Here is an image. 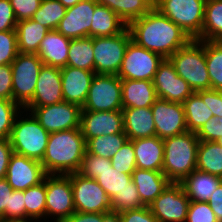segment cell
Masks as SVG:
<instances>
[{
    "label": "cell",
    "mask_w": 222,
    "mask_h": 222,
    "mask_svg": "<svg viewBox=\"0 0 222 222\" xmlns=\"http://www.w3.org/2000/svg\"><path fill=\"white\" fill-rule=\"evenodd\" d=\"M131 40L139 46L169 58L192 39L167 16L152 8L127 25Z\"/></svg>",
    "instance_id": "obj_1"
},
{
    "label": "cell",
    "mask_w": 222,
    "mask_h": 222,
    "mask_svg": "<svg viewBox=\"0 0 222 222\" xmlns=\"http://www.w3.org/2000/svg\"><path fill=\"white\" fill-rule=\"evenodd\" d=\"M86 152L80 128L50 133L40 161L46 174L67 175L79 171Z\"/></svg>",
    "instance_id": "obj_2"
},
{
    "label": "cell",
    "mask_w": 222,
    "mask_h": 222,
    "mask_svg": "<svg viewBox=\"0 0 222 222\" xmlns=\"http://www.w3.org/2000/svg\"><path fill=\"white\" fill-rule=\"evenodd\" d=\"M164 162L162 172L170 182L181 183L196 170L199 139L194 132L163 139Z\"/></svg>",
    "instance_id": "obj_3"
},
{
    "label": "cell",
    "mask_w": 222,
    "mask_h": 222,
    "mask_svg": "<svg viewBox=\"0 0 222 222\" xmlns=\"http://www.w3.org/2000/svg\"><path fill=\"white\" fill-rule=\"evenodd\" d=\"M168 59L172 62L178 76L182 77L194 92L211 89L204 40L192 39Z\"/></svg>",
    "instance_id": "obj_4"
},
{
    "label": "cell",
    "mask_w": 222,
    "mask_h": 222,
    "mask_svg": "<svg viewBox=\"0 0 222 222\" xmlns=\"http://www.w3.org/2000/svg\"><path fill=\"white\" fill-rule=\"evenodd\" d=\"M17 115L10 135L13 152L38 161L43 159L50 134L29 113L27 118ZM21 118H20V117ZM18 117L20 120H18Z\"/></svg>",
    "instance_id": "obj_5"
},
{
    "label": "cell",
    "mask_w": 222,
    "mask_h": 222,
    "mask_svg": "<svg viewBox=\"0 0 222 222\" xmlns=\"http://www.w3.org/2000/svg\"><path fill=\"white\" fill-rule=\"evenodd\" d=\"M206 0H154V8L191 39L201 40Z\"/></svg>",
    "instance_id": "obj_6"
},
{
    "label": "cell",
    "mask_w": 222,
    "mask_h": 222,
    "mask_svg": "<svg viewBox=\"0 0 222 222\" xmlns=\"http://www.w3.org/2000/svg\"><path fill=\"white\" fill-rule=\"evenodd\" d=\"M42 60L37 54L18 53L11 63L12 100L22 109L32 100Z\"/></svg>",
    "instance_id": "obj_7"
},
{
    "label": "cell",
    "mask_w": 222,
    "mask_h": 222,
    "mask_svg": "<svg viewBox=\"0 0 222 222\" xmlns=\"http://www.w3.org/2000/svg\"><path fill=\"white\" fill-rule=\"evenodd\" d=\"M130 40L128 28L114 36L93 37L94 72L117 75Z\"/></svg>",
    "instance_id": "obj_8"
},
{
    "label": "cell",
    "mask_w": 222,
    "mask_h": 222,
    "mask_svg": "<svg viewBox=\"0 0 222 222\" xmlns=\"http://www.w3.org/2000/svg\"><path fill=\"white\" fill-rule=\"evenodd\" d=\"M122 109L121 78L112 74H95L82 110L104 112Z\"/></svg>",
    "instance_id": "obj_9"
},
{
    "label": "cell",
    "mask_w": 222,
    "mask_h": 222,
    "mask_svg": "<svg viewBox=\"0 0 222 222\" xmlns=\"http://www.w3.org/2000/svg\"><path fill=\"white\" fill-rule=\"evenodd\" d=\"M23 110L31 112L49 134L80 128L82 108L73 103L62 101L42 107H24Z\"/></svg>",
    "instance_id": "obj_10"
},
{
    "label": "cell",
    "mask_w": 222,
    "mask_h": 222,
    "mask_svg": "<svg viewBox=\"0 0 222 222\" xmlns=\"http://www.w3.org/2000/svg\"><path fill=\"white\" fill-rule=\"evenodd\" d=\"M163 57L130 40L117 74L121 79L153 81Z\"/></svg>",
    "instance_id": "obj_11"
},
{
    "label": "cell",
    "mask_w": 222,
    "mask_h": 222,
    "mask_svg": "<svg viewBox=\"0 0 222 222\" xmlns=\"http://www.w3.org/2000/svg\"><path fill=\"white\" fill-rule=\"evenodd\" d=\"M76 212L111 213V200L94 179L70 173Z\"/></svg>",
    "instance_id": "obj_12"
},
{
    "label": "cell",
    "mask_w": 222,
    "mask_h": 222,
    "mask_svg": "<svg viewBox=\"0 0 222 222\" xmlns=\"http://www.w3.org/2000/svg\"><path fill=\"white\" fill-rule=\"evenodd\" d=\"M75 212L70 174L46 175V219L56 216L55 222H64Z\"/></svg>",
    "instance_id": "obj_13"
},
{
    "label": "cell",
    "mask_w": 222,
    "mask_h": 222,
    "mask_svg": "<svg viewBox=\"0 0 222 222\" xmlns=\"http://www.w3.org/2000/svg\"><path fill=\"white\" fill-rule=\"evenodd\" d=\"M189 203L182 184L170 182L148 207L158 222H185Z\"/></svg>",
    "instance_id": "obj_14"
},
{
    "label": "cell",
    "mask_w": 222,
    "mask_h": 222,
    "mask_svg": "<svg viewBox=\"0 0 222 222\" xmlns=\"http://www.w3.org/2000/svg\"><path fill=\"white\" fill-rule=\"evenodd\" d=\"M156 136L161 139L187 132L186 117L182 103L158 98L151 106Z\"/></svg>",
    "instance_id": "obj_15"
},
{
    "label": "cell",
    "mask_w": 222,
    "mask_h": 222,
    "mask_svg": "<svg viewBox=\"0 0 222 222\" xmlns=\"http://www.w3.org/2000/svg\"><path fill=\"white\" fill-rule=\"evenodd\" d=\"M153 85L158 98L183 103L194 91L174 69L172 62L164 58L154 75Z\"/></svg>",
    "instance_id": "obj_16"
},
{
    "label": "cell",
    "mask_w": 222,
    "mask_h": 222,
    "mask_svg": "<svg viewBox=\"0 0 222 222\" xmlns=\"http://www.w3.org/2000/svg\"><path fill=\"white\" fill-rule=\"evenodd\" d=\"M46 175L40 161L13 153L5 179L13 190L24 191L41 183Z\"/></svg>",
    "instance_id": "obj_17"
},
{
    "label": "cell",
    "mask_w": 222,
    "mask_h": 222,
    "mask_svg": "<svg viewBox=\"0 0 222 222\" xmlns=\"http://www.w3.org/2000/svg\"><path fill=\"white\" fill-rule=\"evenodd\" d=\"M80 130L86 142L97 136L125 133L122 110H81Z\"/></svg>",
    "instance_id": "obj_18"
},
{
    "label": "cell",
    "mask_w": 222,
    "mask_h": 222,
    "mask_svg": "<svg viewBox=\"0 0 222 222\" xmlns=\"http://www.w3.org/2000/svg\"><path fill=\"white\" fill-rule=\"evenodd\" d=\"M97 4L95 0H83L67 8L56 30L69 39L91 37V25Z\"/></svg>",
    "instance_id": "obj_19"
},
{
    "label": "cell",
    "mask_w": 222,
    "mask_h": 222,
    "mask_svg": "<svg viewBox=\"0 0 222 222\" xmlns=\"http://www.w3.org/2000/svg\"><path fill=\"white\" fill-rule=\"evenodd\" d=\"M64 101L60 68L41 67L34 96L25 107H42Z\"/></svg>",
    "instance_id": "obj_20"
},
{
    "label": "cell",
    "mask_w": 222,
    "mask_h": 222,
    "mask_svg": "<svg viewBox=\"0 0 222 222\" xmlns=\"http://www.w3.org/2000/svg\"><path fill=\"white\" fill-rule=\"evenodd\" d=\"M63 99L83 107L95 72L65 66L60 69Z\"/></svg>",
    "instance_id": "obj_21"
},
{
    "label": "cell",
    "mask_w": 222,
    "mask_h": 222,
    "mask_svg": "<svg viewBox=\"0 0 222 222\" xmlns=\"http://www.w3.org/2000/svg\"><path fill=\"white\" fill-rule=\"evenodd\" d=\"M136 168L162 172L164 141L158 136L134 139Z\"/></svg>",
    "instance_id": "obj_22"
},
{
    "label": "cell",
    "mask_w": 222,
    "mask_h": 222,
    "mask_svg": "<svg viewBox=\"0 0 222 222\" xmlns=\"http://www.w3.org/2000/svg\"><path fill=\"white\" fill-rule=\"evenodd\" d=\"M70 41L71 39L57 30L49 31L41 41L36 54L44 65L61 69L67 66Z\"/></svg>",
    "instance_id": "obj_23"
},
{
    "label": "cell",
    "mask_w": 222,
    "mask_h": 222,
    "mask_svg": "<svg viewBox=\"0 0 222 222\" xmlns=\"http://www.w3.org/2000/svg\"><path fill=\"white\" fill-rule=\"evenodd\" d=\"M124 132L128 140L156 136L151 107L123 108Z\"/></svg>",
    "instance_id": "obj_24"
},
{
    "label": "cell",
    "mask_w": 222,
    "mask_h": 222,
    "mask_svg": "<svg viewBox=\"0 0 222 222\" xmlns=\"http://www.w3.org/2000/svg\"><path fill=\"white\" fill-rule=\"evenodd\" d=\"M123 108L151 107L158 99L153 81L121 79Z\"/></svg>",
    "instance_id": "obj_25"
},
{
    "label": "cell",
    "mask_w": 222,
    "mask_h": 222,
    "mask_svg": "<svg viewBox=\"0 0 222 222\" xmlns=\"http://www.w3.org/2000/svg\"><path fill=\"white\" fill-rule=\"evenodd\" d=\"M132 181L137 188L141 201L148 206L168 186L170 181L160 171L136 168L132 173Z\"/></svg>",
    "instance_id": "obj_26"
},
{
    "label": "cell",
    "mask_w": 222,
    "mask_h": 222,
    "mask_svg": "<svg viewBox=\"0 0 222 222\" xmlns=\"http://www.w3.org/2000/svg\"><path fill=\"white\" fill-rule=\"evenodd\" d=\"M221 182L222 178L196 169L181 184L190 201L207 202Z\"/></svg>",
    "instance_id": "obj_27"
},
{
    "label": "cell",
    "mask_w": 222,
    "mask_h": 222,
    "mask_svg": "<svg viewBox=\"0 0 222 222\" xmlns=\"http://www.w3.org/2000/svg\"><path fill=\"white\" fill-rule=\"evenodd\" d=\"M15 30L18 52L28 54H36L38 52L41 41L50 31L32 19L18 21Z\"/></svg>",
    "instance_id": "obj_28"
},
{
    "label": "cell",
    "mask_w": 222,
    "mask_h": 222,
    "mask_svg": "<svg viewBox=\"0 0 222 222\" xmlns=\"http://www.w3.org/2000/svg\"><path fill=\"white\" fill-rule=\"evenodd\" d=\"M127 28L125 22L107 6L97 4L91 25V37L120 34Z\"/></svg>",
    "instance_id": "obj_29"
},
{
    "label": "cell",
    "mask_w": 222,
    "mask_h": 222,
    "mask_svg": "<svg viewBox=\"0 0 222 222\" xmlns=\"http://www.w3.org/2000/svg\"><path fill=\"white\" fill-rule=\"evenodd\" d=\"M98 4L107 6L128 25L154 7V0H95Z\"/></svg>",
    "instance_id": "obj_30"
},
{
    "label": "cell",
    "mask_w": 222,
    "mask_h": 222,
    "mask_svg": "<svg viewBox=\"0 0 222 222\" xmlns=\"http://www.w3.org/2000/svg\"><path fill=\"white\" fill-rule=\"evenodd\" d=\"M196 169L222 178V147L218 142H199Z\"/></svg>",
    "instance_id": "obj_31"
},
{
    "label": "cell",
    "mask_w": 222,
    "mask_h": 222,
    "mask_svg": "<svg viewBox=\"0 0 222 222\" xmlns=\"http://www.w3.org/2000/svg\"><path fill=\"white\" fill-rule=\"evenodd\" d=\"M187 130L197 133L201 127L213 116L207 107V99H202L193 92L183 103Z\"/></svg>",
    "instance_id": "obj_32"
},
{
    "label": "cell",
    "mask_w": 222,
    "mask_h": 222,
    "mask_svg": "<svg viewBox=\"0 0 222 222\" xmlns=\"http://www.w3.org/2000/svg\"><path fill=\"white\" fill-rule=\"evenodd\" d=\"M67 66L94 72L93 37L71 39Z\"/></svg>",
    "instance_id": "obj_33"
},
{
    "label": "cell",
    "mask_w": 222,
    "mask_h": 222,
    "mask_svg": "<svg viewBox=\"0 0 222 222\" xmlns=\"http://www.w3.org/2000/svg\"><path fill=\"white\" fill-rule=\"evenodd\" d=\"M222 37V0H206L201 40L217 41Z\"/></svg>",
    "instance_id": "obj_34"
},
{
    "label": "cell",
    "mask_w": 222,
    "mask_h": 222,
    "mask_svg": "<svg viewBox=\"0 0 222 222\" xmlns=\"http://www.w3.org/2000/svg\"><path fill=\"white\" fill-rule=\"evenodd\" d=\"M125 133L97 136L86 142V151L107 159H111L127 142Z\"/></svg>",
    "instance_id": "obj_35"
},
{
    "label": "cell",
    "mask_w": 222,
    "mask_h": 222,
    "mask_svg": "<svg viewBox=\"0 0 222 222\" xmlns=\"http://www.w3.org/2000/svg\"><path fill=\"white\" fill-rule=\"evenodd\" d=\"M204 48L211 89L222 91V47L216 41L204 40Z\"/></svg>",
    "instance_id": "obj_36"
},
{
    "label": "cell",
    "mask_w": 222,
    "mask_h": 222,
    "mask_svg": "<svg viewBox=\"0 0 222 222\" xmlns=\"http://www.w3.org/2000/svg\"><path fill=\"white\" fill-rule=\"evenodd\" d=\"M24 203L26 214L30 218L39 221L46 217V176L38 185L24 190Z\"/></svg>",
    "instance_id": "obj_37"
},
{
    "label": "cell",
    "mask_w": 222,
    "mask_h": 222,
    "mask_svg": "<svg viewBox=\"0 0 222 222\" xmlns=\"http://www.w3.org/2000/svg\"><path fill=\"white\" fill-rule=\"evenodd\" d=\"M66 7L58 0H42L32 20L48 28L56 30L66 13Z\"/></svg>",
    "instance_id": "obj_38"
},
{
    "label": "cell",
    "mask_w": 222,
    "mask_h": 222,
    "mask_svg": "<svg viewBox=\"0 0 222 222\" xmlns=\"http://www.w3.org/2000/svg\"><path fill=\"white\" fill-rule=\"evenodd\" d=\"M95 180L111 200L117 193L128 186L132 181V174L120 173L112 165H107Z\"/></svg>",
    "instance_id": "obj_39"
},
{
    "label": "cell",
    "mask_w": 222,
    "mask_h": 222,
    "mask_svg": "<svg viewBox=\"0 0 222 222\" xmlns=\"http://www.w3.org/2000/svg\"><path fill=\"white\" fill-rule=\"evenodd\" d=\"M146 206L140 198L134 182L131 181L128 186L121 192L117 193L111 199V210L115 214H120L122 212L139 209Z\"/></svg>",
    "instance_id": "obj_40"
},
{
    "label": "cell",
    "mask_w": 222,
    "mask_h": 222,
    "mask_svg": "<svg viewBox=\"0 0 222 222\" xmlns=\"http://www.w3.org/2000/svg\"><path fill=\"white\" fill-rule=\"evenodd\" d=\"M112 167L120 173L132 174L136 169V157L133 142H127L110 159Z\"/></svg>",
    "instance_id": "obj_41"
},
{
    "label": "cell",
    "mask_w": 222,
    "mask_h": 222,
    "mask_svg": "<svg viewBox=\"0 0 222 222\" xmlns=\"http://www.w3.org/2000/svg\"><path fill=\"white\" fill-rule=\"evenodd\" d=\"M20 109L23 110L13 100L0 99V138H10L14 120L20 114Z\"/></svg>",
    "instance_id": "obj_42"
},
{
    "label": "cell",
    "mask_w": 222,
    "mask_h": 222,
    "mask_svg": "<svg viewBox=\"0 0 222 222\" xmlns=\"http://www.w3.org/2000/svg\"><path fill=\"white\" fill-rule=\"evenodd\" d=\"M107 165H112L110 159L90 154L86 151L77 173L82 177L95 180L100 176V173L107 167Z\"/></svg>",
    "instance_id": "obj_43"
},
{
    "label": "cell",
    "mask_w": 222,
    "mask_h": 222,
    "mask_svg": "<svg viewBox=\"0 0 222 222\" xmlns=\"http://www.w3.org/2000/svg\"><path fill=\"white\" fill-rule=\"evenodd\" d=\"M18 53L16 30L0 31V66L11 65Z\"/></svg>",
    "instance_id": "obj_44"
},
{
    "label": "cell",
    "mask_w": 222,
    "mask_h": 222,
    "mask_svg": "<svg viewBox=\"0 0 222 222\" xmlns=\"http://www.w3.org/2000/svg\"><path fill=\"white\" fill-rule=\"evenodd\" d=\"M185 222H218V220L207 202L190 201Z\"/></svg>",
    "instance_id": "obj_45"
},
{
    "label": "cell",
    "mask_w": 222,
    "mask_h": 222,
    "mask_svg": "<svg viewBox=\"0 0 222 222\" xmlns=\"http://www.w3.org/2000/svg\"><path fill=\"white\" fill-rule=\"evenodd\" d=\"M24 191L13 190L10 194L9 207H6V221L30 218L25 211Z\"/></svg>",
    "instance_id": "obj_46"
},
{
    "label": "cell",
    "mask_w": 222,
    "mask_h": 222,
    "mask_svg": "<svg viewBox=\"0 0 222 222\" xmlns=\"http://www.w3.org/2000/svg\"><path fill=\"white\" fill-rule=\"evenodd\" d=\"M17 21L32 19L42 0H9Z\"/></svg>",
    "instance_id": "obj_47"
},
{
    "label": "cell",
    "mask_w": 222,
    "mask_h": 222,
    "mask_svg": "<svg viewBox=\"0 0 222 222\" xmlns=\"http://www.w3.org/2000/svg\"><path fill=\"white\" fill-rule=\"evenodd\" d=\"M199 141H215L222 137V117L212 116L196 133Z\"/></svg>",
    "instance_id": "obj_48"
},
{
    "label": "cell",
    "mask_w": 222,
    "mask_h": 222,
    "mask_svg": "<svg viewBox=\"0 0 222 222\" xmlns=\"http://www.w3.org/2000/svg\"><path fill=\"white\" fill-rule=\"evenodd\" d=\"M119 217L120 222H158L148 206L122 212Z\"/></svg>",
    "instance_id": "obj_49"
},
{
    "label": "cell",
    "mask_w": 222,
    "mask_h": 222,
    "mask_svg": "<svg viewBox=\"0 0 222 222\" xmlns=\"http://www.w3.org/2000/svg\"><path fill=\"white\" fill-rule=\"evenodd\" d=\"M17 19L9 0H0V31L15 30Z\"/></svg>",
    "instance_id": "obj_50"
},
{
    "label": "cell",
    "mask_w": 222,
    "mask_h": 222,
    "mask_svg": "<svg viewBox=\"0 0 222 222\" xmlns=\"http://www.w3.org/2000/svg\"><path fill=\"white\" fill-rule=\"evenodd\" d=\"M202 99H207V107L212 111L213 116L222 117V91L200 90L196 92Z\"/></svg>",
    "instance_id": "obj_51"
},
{
    "label": "cell",
    "mask_w": 222,
    "mask_h": 222,
    "mask_svg": "<svg viewBox=\"0 0 222 222\" xmlns=\"http://www.w3.org/2000/svg\"><path fill=\"white\" fill-rule=\"evenodd\" d=\"M12 69L11 65L0 66V99L12 100Z\"/></svg>",
    "instance_id": "obj_52"
},
{
    "label": "cell",
    "mask_w": 222,
    "mask_h": 222,
    "mask_svg": "<svg viewBox=\"0 0 222 222\" xmlns=\"http://www.w3.org/2000/svg\"><path fill=\"white\" fill-rule=\"evenodd\" d=\"M13 153L10 140L0 138V179H4L6 177L10 157Z\"/></svg>",
    "instance_id": "obj_53"
},
{
    "label": "cell",
    "mask_w": 222,
    "mask_h": 222,
    "mask_svg": "<svg viewBox=\"0 0 222 222\" xmlns=\"http://www.w3.org/2000/svg\"><path fill=\"white\" fill-rule=\"evenodd\" d=\"M12 192L13 189L7 180L5 178L0 179V222L6 221V207H9Z\"/></svg>",
    "instance_id": "obj_54"
},
{
    "label": "cell",
    "mask_w": 222,
    "mask_h": 222,
    "mask_svg": "<svg viewBox=\"0 0 222 222\" xmlns=\"http://www.w3.org/2000/svg\"><path fill=\"white\" fill-rule=\"evenodd\" d=\"M207 203L210 205L218 222H222V182L213 191Z\"/></svg>",
    "instance_id": "obj_55"
},
{
    "label": "cell",
    "mask_w": 222,
    "mask_h": 222,
    "mask_svg": "<svg viewBox=\"0 0 222 222\" xmlns=\"http://www.w3.org/2000/svg\"><path fill=\"white\" fill-rule=\"evenodd\" d=\"M107 214L108 213H83L75 211L64 222H103Z\"/></svg>",
    "instance_id": "obj_56"
},
{
    "label": "cell",
    "mask_w": 222,
    "mask_h": 222,
    "mask_svg": "<svg viewBox=\"0 0 222 222\" xmlns=\"http://www.w3.org/2000/svg\"><path fill=\"white\" fill-rule=\"evenodd\" d=\"M103 222H120L119 214H115L113 212L108 213L104 219Z\"/></svg>",
    "instance_id": "obj_57"
},
{
    "label": "cell",
    "mask_w": 222,
    "mask_h": 222,
    "mask_svg": "<svg viewBox=\"0 0 222 222\" xmlns=\"http://www.w3.org/2000/svg\"><path fill=\"white\" fill-rule=\"evenodd\" d=\"M61 2L66 8H70L74 6L76 3L83 1V0H58Z\"/></svg>",
    "instance_id": "obj_58"
},
{
    "label": "cell",
    "mask_w": 222,
    "mask_h": 222,
    "mask_svg": "<svg viewBox=\"0 0 222 222\" xmlns=\"http://www.w3.org/2000/svg\"><path fill=\"white\" fill-rule=\"evenodd\" d=\"M34 218H24V219H14L9 221H3V222H32Z\"/></svg>",
    "instance_id": "obj_59"
},
{
    "label": "cell",
    "mask_w": 222,
    "mask_h": 222,
    "mask_svg": "<svg viewBox=\"0 0 222 222\" xmlns=\"http://www.w3.org/2000/svg\"><path fill=\"white\" fill-rule=\"evenodd\" d=\"M222 47V37L216 41Z\"/></svg>",
    "instance_id": "obj_60"
},
{
    "label": "cell",
    "mask_w": 222,
    "mask_h": 222,
    "mask_svg": "<svg viewBox=\"0 0 222 222\" xmlns=\"http://www.w3.org/2000/svg\"><path fill=\"white\" fill-rule=\"evenodd\" d=\"M219 144H220V146L222 147V137L217 141Z\"/></svg>",
    "instance_id": "obj_61"
}]
</instances>
